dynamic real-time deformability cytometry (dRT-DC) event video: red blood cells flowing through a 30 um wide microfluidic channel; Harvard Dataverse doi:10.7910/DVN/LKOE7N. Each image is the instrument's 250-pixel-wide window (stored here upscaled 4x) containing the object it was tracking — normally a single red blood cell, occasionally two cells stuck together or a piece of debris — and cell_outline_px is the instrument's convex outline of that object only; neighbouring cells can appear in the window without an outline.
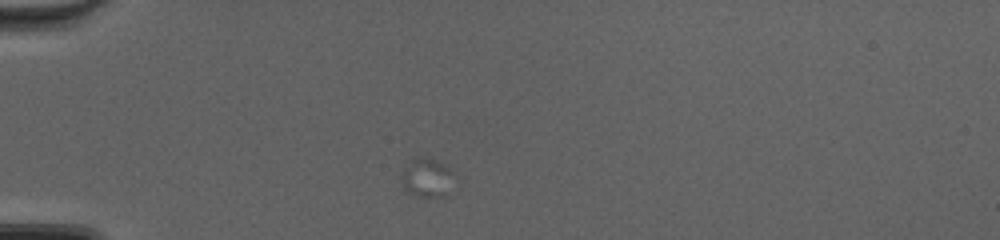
{"species": "common noctule bat (a hibernating species)", "species_latin": "Nyctalus noctula", "temperature_condition": "cold", "stored_images_in_passage": 37, "camera_frame_rate_fps": 3000, "um_per_image_px": 0.085, "animal": {"sex": "female", "body_mass_g": 20.0, "forearm_length_mm": 54.0}, "frame": {"image": 1, "passage_image": 1, "time_ms": 0.0, "image_size_px": [1000, 240], "cell_outline_px": [[452, 172], [444, 196], [416, 196], [408, 192], [404, 188], [400, 180], [400, 172], [412, 160], [420, 156], [432, 156], [444, 164]], "centroid_in_image_um": [36.19, 15.05], "position_along_channel_um": 48.8, "area_um2": 11.68}}
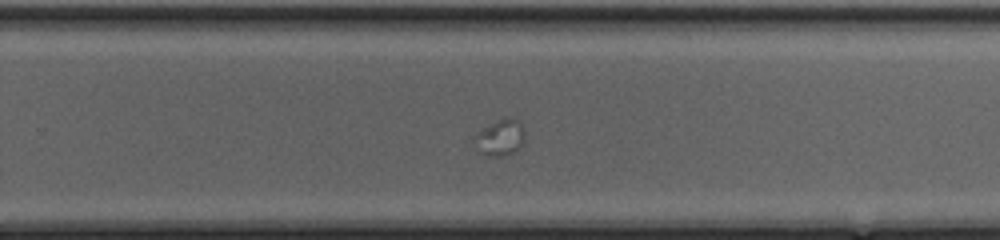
{"frame": {"image": 2, "passage_image": 22, "time_ms": 7.0, "image_size_px": [1000, 240], "cell_outline_px": [[524, 140], [520, 148], [512, 152], [500, 156], [488, 156], [480, 152], [472, 140], [484, 128], [496, 120], [504, 116], [512, 116], [524, 128]], "centroid_in_image_um": [42.53, 11.67], "position_along_channel_um": 287.3, "area_um2": 10.58}}
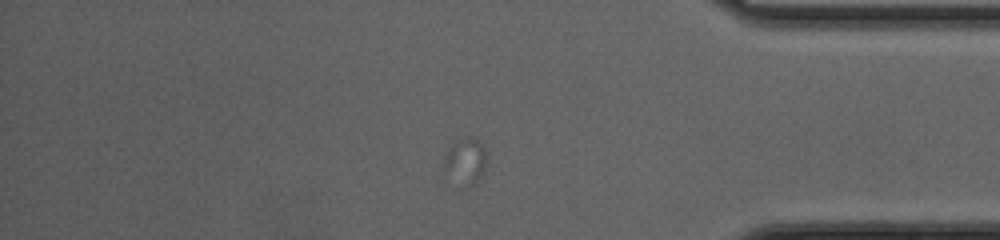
{"frame": {"image": 3, "passage_image": 32, "time_ms": 10.333, "image_size_px": [1000, 240], "cell_outline_px": [[488, 156], [484, 172], [476, 184], [468, 188], [444, 168], [444, 152], [448, 148], [464, 136], [472, 136], [484, 148]], "centroid_in_image_um": [39.62, 13.66], "position_along_channel_um": 395.6, "area_um2": 11.33}}